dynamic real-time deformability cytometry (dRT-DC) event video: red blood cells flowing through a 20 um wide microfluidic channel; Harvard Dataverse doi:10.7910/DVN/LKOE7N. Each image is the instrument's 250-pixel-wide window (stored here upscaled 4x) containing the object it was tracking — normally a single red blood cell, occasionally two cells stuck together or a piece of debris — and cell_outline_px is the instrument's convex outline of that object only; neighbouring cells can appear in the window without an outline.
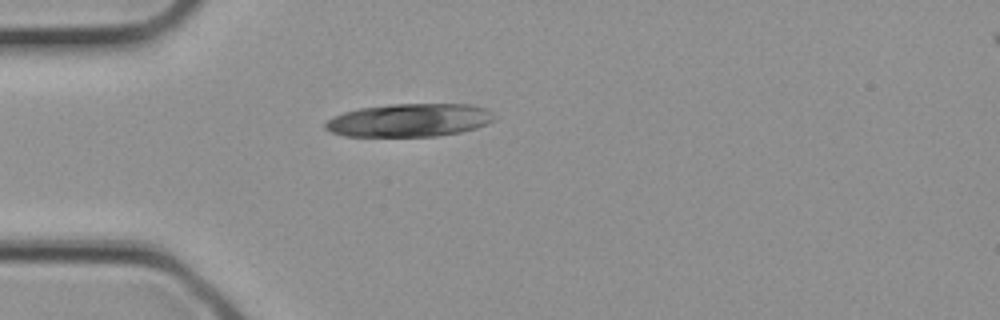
{"species": "common noctule bat (a hibernating species)", "species_latin": "Nyctalus noctula", "temperature_condition": "cold", "stored_images_in_passage": 1, "camera_frame_rate_fps": 3000, "um_per_image_px": 0.085, "animal": {"sex": "female", "body_mass_g": 21.9}, "frame": {"image": 1, "passage_image": 1, "time_ms": 0.0, "image_size_px": [1000, 320], "cell_outline_px": [[496, 116], [488, 124], [476, 128], [460, 132], [436, 136], [344, 136], [332, 132], [324, 128], [324, 124], [332, 116], [344, 112], [360, 108], [388, 104], [468, 104], [484, 108]], "centroid_in_image_um": [34.78, 10.21], "position_along_channel_um": 50.2, "area_um2": 32.6}}